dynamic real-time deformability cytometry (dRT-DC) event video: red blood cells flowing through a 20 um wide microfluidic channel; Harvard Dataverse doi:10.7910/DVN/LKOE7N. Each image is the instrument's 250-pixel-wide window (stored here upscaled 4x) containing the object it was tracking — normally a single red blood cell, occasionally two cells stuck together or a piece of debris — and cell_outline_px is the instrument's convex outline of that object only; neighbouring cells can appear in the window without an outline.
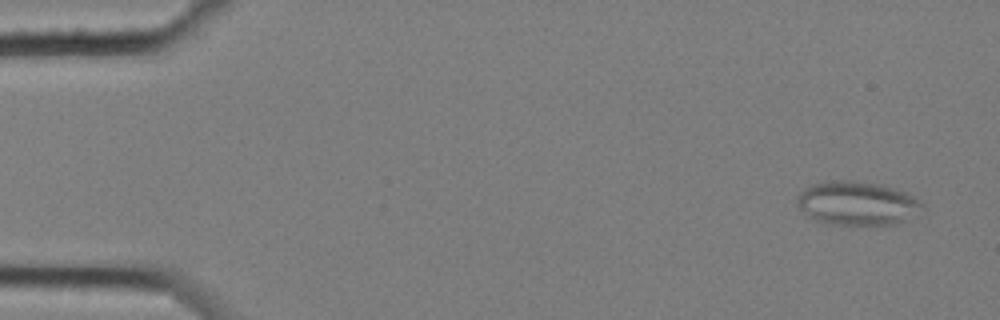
{"species": "common noctule bat (a hibernating species)", "species_latin": "Nyctalus noctula", "temperature_condition": "cold", "stored_images_in_passage": 4, "camera_frame_rate_fps": 3000, "um_per_image_px": 0.085, "animal": {"sex": "female", "body_mass_g": 25.1}, "frame": {"image": 1, "passage_image": 1, "time_ms": 0.0, "image_size_px": [1000, 320], "cell_outline_px": [[924, 208], [904, 220], [892, 224], [832, 224], [816, 220], [808, 216], [796, 204], [796, 196], [804, 188], [812, 184], [828, 180], [848, 180], [880, 184], [904, 192], [920, 200], [924, 204]], "centroid_in_image_um": [72.81, 17.26], "position_along_channel_um": 12.2, "area_um2": 31.67}}